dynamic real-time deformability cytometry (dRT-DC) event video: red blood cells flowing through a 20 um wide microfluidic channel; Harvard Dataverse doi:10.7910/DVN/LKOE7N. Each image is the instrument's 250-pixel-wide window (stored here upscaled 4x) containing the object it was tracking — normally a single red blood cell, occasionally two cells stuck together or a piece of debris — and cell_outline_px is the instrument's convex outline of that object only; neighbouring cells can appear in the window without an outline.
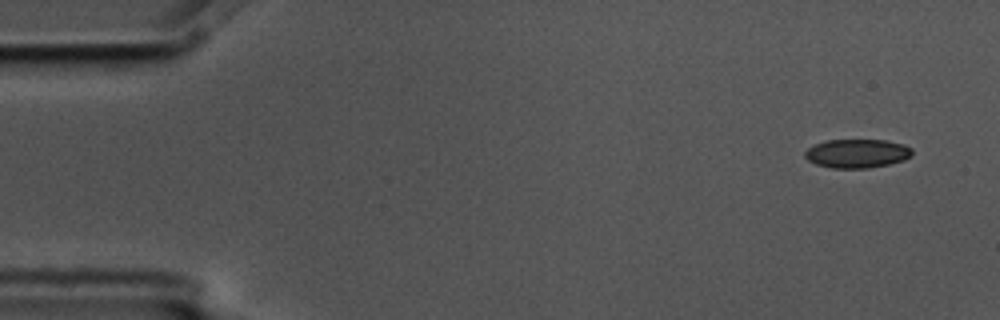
{"species": "common noctule bat (a hibernating species)", "species_latin": "Nyctalus noctula", "temperature_condition": "cold", "stored_images_in_passage": 4, "camera_frame_rate_fps": 3000, "um_per_image_px": 0.085, "animal": {"sex": "male", "body_mass_g": 17.5, "forearm_length_mm": 52.3}, "frame": {"image": 1, "passage_image": 1, "time_ms": 0.0, "image_size_px": [1000, 320], "cell_outline_px": [[912, 156], [904, 160], [888, 164], [868, 168], [832, 168], [816, 164], [808, 160], [804, 156], [804, 152], [808, 148], [816, 144], [828, 140], [884, 140], [904, 144], [912, 148]], "centroid_in_image_um": [72.86, 13.04], "position_along_channel_um": 12.1, "area_um2": 17.98}}
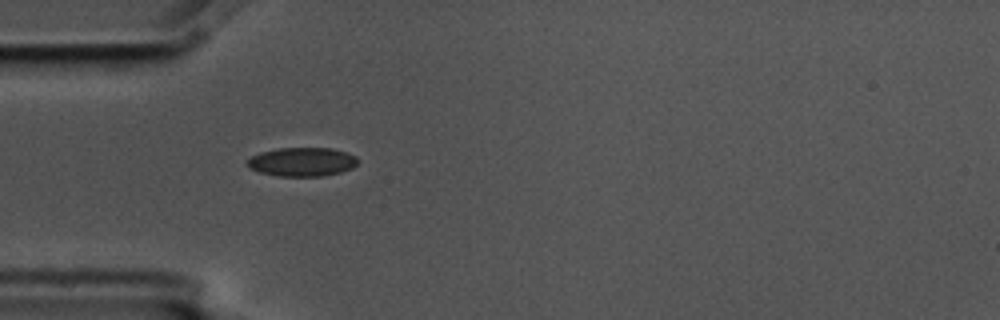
{"frame": {"image": 2, "passage_image": 4, "time_ms": 1.0, "image_size_px": [1000, 320], "cell_outline_px": [[356, 164], [352, 168], [340, 172], [324, 176], [280, 176], [260, 172], [248, 168], [248, 160], [252, 156], [260, 152], [280, 148], [332, 148], [348, 152], [356, 156]], "centroid_in_image_um": [25.69, 13.75], "position_along_channel_um": 59.3, "area_um2": 18.5}}